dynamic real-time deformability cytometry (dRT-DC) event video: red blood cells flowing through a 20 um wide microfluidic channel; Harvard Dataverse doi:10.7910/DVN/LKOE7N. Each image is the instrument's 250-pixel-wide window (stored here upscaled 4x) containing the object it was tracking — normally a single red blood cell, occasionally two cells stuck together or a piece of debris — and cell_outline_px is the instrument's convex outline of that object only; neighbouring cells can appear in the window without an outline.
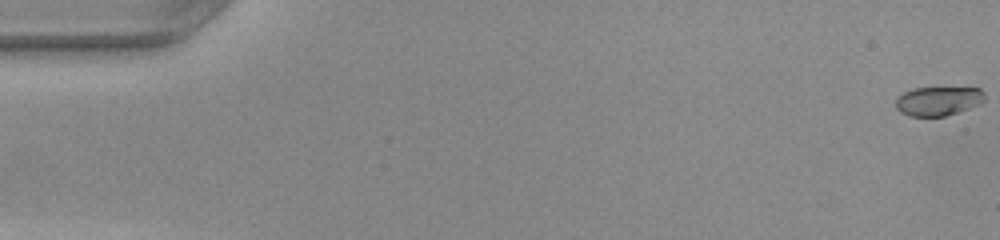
{"species": "common noctule bat (a hibernating species)", "species_latin": "Nyctalus noctula", "temperature_condition": "warm", "stored_images_in_passage": 13, "camera_frame_rate_fps": 3000, "um_per_image_px": 0.085, "animal": {"sex": "female", "body_mass_g": 22.0, "forearm_length_mm": 56.7}, "frame": {"image": 1, "passage_image": 1, "time_ms": 0.0, "image_size_px": [1000, 240], "cell_outline_px": [[984, 100], [980, 104], [944, 116], [908, 116], [900, 112], [896, 108], [896, 96], [912, 88], [980, 88], [984, 92]], "centroid_in_image_um": [79.71, 8.58], "position_along_channel_um": 5.3, "area_um2": 15.03}}
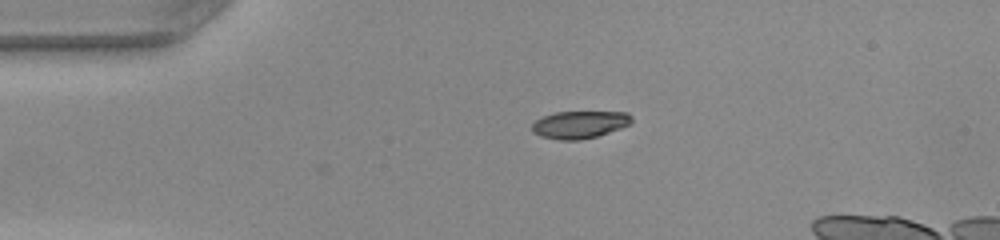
{"frame": {"image": 2, "passage_image": 12, "time_ms": 3.667, "image_size_px": [1000, 240], "cell_outline_px": [[632, 120], [628, 124], [620, 128], [596, 136], [580, 140], [560, 140], [540, 136], [532, 132], [532, 124], [536, 120], [544, 116], [556, 112], [628, 112], [632, 116]], "centroid_in_image_um": [49.24, 10.59], "position_along_channel_um": 35.8, "area_um2": 15.78}}